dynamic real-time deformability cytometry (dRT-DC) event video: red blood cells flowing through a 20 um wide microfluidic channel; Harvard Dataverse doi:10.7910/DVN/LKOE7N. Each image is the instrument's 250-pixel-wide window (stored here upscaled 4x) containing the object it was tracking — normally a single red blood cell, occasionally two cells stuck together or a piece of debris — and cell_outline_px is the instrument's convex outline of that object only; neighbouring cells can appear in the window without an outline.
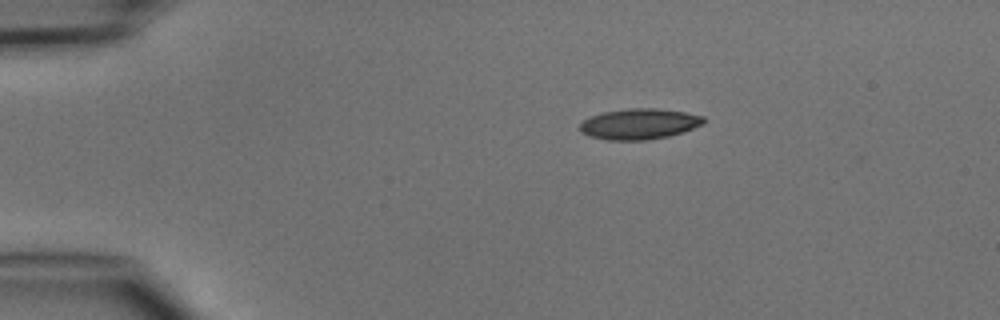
{"species": "common noctule bat (a hibernating species)", "species_latin": "Nyctalus noctula", "temperature_condition": "cold", "stored_images_in_passage": 2, "camera_frame_rate_fps": 3000, "um_per_image_px": 0.085, "animal": {"sex": "male", "body_mass_g": 15.6}, "frame": {"image": 1, "passage_image": 1, "time_ms": 0.0, "image_size_px": [1000, 320], "cell_outline_px": [[704, 124], [668, 136], [648, 140], [608, 140], [588, 136], [580, 132], [580, 124], [584, 120], [592, 116], [604, 112], [628, 108], [656, 108], [684, 112], [704, 116]], "centroid_in_image_um": [54.32, 10.54], "position_along_channel_um": 30.7, "area_um2": 22.02}}